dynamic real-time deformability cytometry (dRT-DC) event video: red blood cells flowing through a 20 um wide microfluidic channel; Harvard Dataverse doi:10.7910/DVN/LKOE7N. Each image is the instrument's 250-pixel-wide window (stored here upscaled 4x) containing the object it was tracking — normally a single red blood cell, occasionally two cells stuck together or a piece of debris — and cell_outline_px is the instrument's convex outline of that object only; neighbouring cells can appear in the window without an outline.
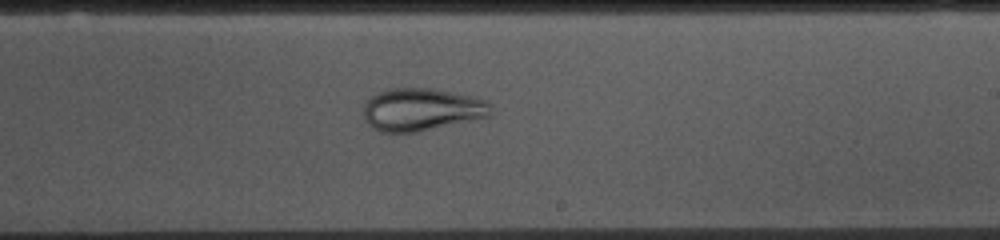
{"species": "common noctule bat (a hibernating species)", "species_latin": "Nyctalus noctula", "temperature_condition": "cold", "stored_images_in_passage": 47, "camera_frame_rate_fps": 3000, "um_per_image_px": 0.085, "animal": {"sex": "female", "body_mass_g": 10.0, "forearm_length_mm": 53.1}, "frame": {"image": 1, "passage_image": 30, "time_ms": 9.667, "image_size_px": [1000, 240], "cell_outline_px": [[488, 116], [416, 132], [380, 132], [372, 128], [364, 120], [364, 100], [384, 88], [432, 88], [476, 96], [484, 100], [488, 104]], "centroid_in_image_um": [35.73, 9.29], "position_along_channel_um": 253.3, "area_um2": 31.56}}
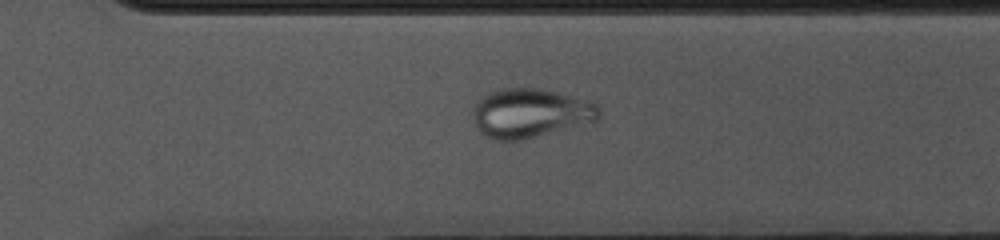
{"frame": {"image": 2, "passage_image": 36, "time_ms": 11.667, "image_size_px": [1000, 240], "cell_outline_px": [[600, 120], [520, 140], [496, 140], [480, 132], [472, 124], [472, 108], [476, 100], [488, 92], [500, 88], [540, 88], [588, 100], [596, 104], [600, 108]], "centroid_in_image_um": [45.03, 9.6], "position_along_channel_um": 325.6, "area_um2": 36.41}}
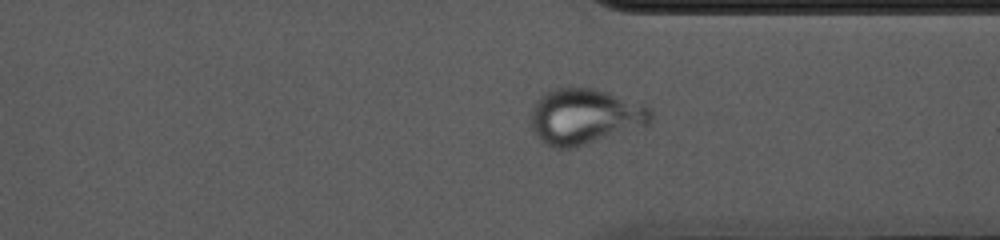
{"frame": {"image": 3, "passage_image": 39, "time_ms": 12.667, "image_size_px": [1000, 240], "cell_outline_px": [[652, 124], [576, 148], [552, 148], [544, 144], [536, 136], [528, 120], [528, 116], [536, 100], [544, 92], [556, 88], [596, 88], [644, 104], [652, 108]], "centroid_in_image_um": [49.7, 9.92], "position_along_channel_um": 361.7, "area_um2": 39.82}}